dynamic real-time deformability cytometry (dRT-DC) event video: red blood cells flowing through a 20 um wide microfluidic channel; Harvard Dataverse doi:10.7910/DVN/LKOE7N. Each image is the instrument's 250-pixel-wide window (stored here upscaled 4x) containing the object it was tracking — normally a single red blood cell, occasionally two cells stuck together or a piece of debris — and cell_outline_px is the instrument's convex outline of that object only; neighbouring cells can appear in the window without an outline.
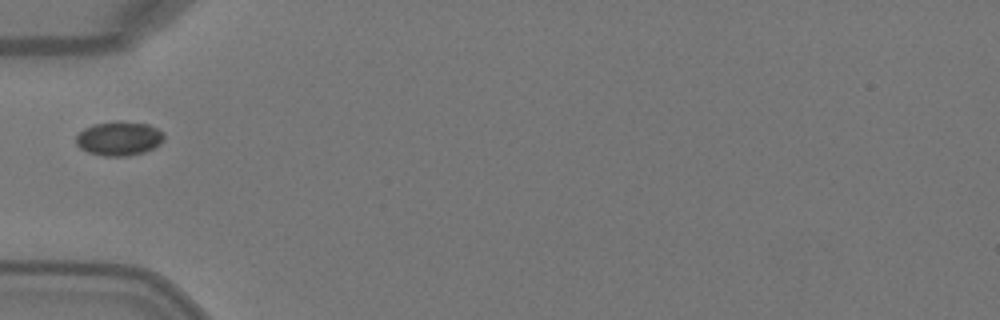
{"species": "Egyptian fruit bat (a non-hibernating species)", "species_latin": "Rousettus aegyptiacus", "temperature_condition": "warm", "stored_images_in_passage": 5, "camera_frame_rate_fps": 3000, "um_per_image_px": 0.085, "animal": {"sex": "female"}, "frame": {"image": 1, "passage_image": 5, "time_ms": 1.333, "image_size_px": [1000, 320], "cell_outline_px": [[164, 140], [160, 144], [144, 152], [128, 156], [104, 156], [88, 152], [80, 148], [76, 144], [76, 136], [84, 128], [92, 124], [116, 120], [124, 120], [148, 124], [164, 132]], "centroid_in_image_um": [10.12, 11.75], "position_along_channel_um": 74.9, "area_um2": 17.8}}